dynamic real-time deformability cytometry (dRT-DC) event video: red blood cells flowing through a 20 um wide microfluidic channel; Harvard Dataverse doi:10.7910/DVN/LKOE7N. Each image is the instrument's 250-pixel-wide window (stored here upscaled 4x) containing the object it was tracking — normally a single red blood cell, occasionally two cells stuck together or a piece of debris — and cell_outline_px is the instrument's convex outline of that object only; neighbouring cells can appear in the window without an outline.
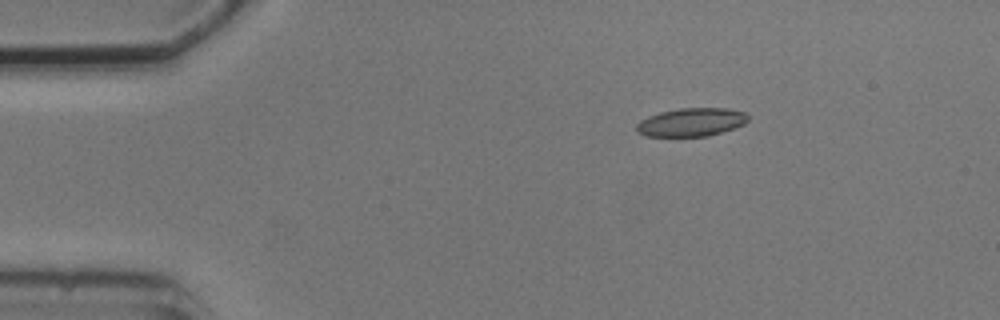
{"species": "common noctule bat (a hibernating species)", "species_latin": "Nyctalus noctula", "temperature_condition": "cold", "stored_images_in_passage": 4, "camera_frame_rate_fps": 3000, "um_per_image_px": 0.085, "animal": {"sex": "male", "body_mass_g": 20.5, "forearm_length_mm": 52.5}, "frame": {"image": 1, "passage_image": 2, "time_ms": 2.0, "image_size_px": [1000, 320], "cell_outline_px": [[748, 120], [744, 124], [708, 136], [648, 136], [636, 132], [636, 124], [640, 120], [648, 116], [660, 112], [680, 108], [728, 108], [744, 112], [748, 116]], "centroid_in_image_um": [58.74, 10.38], "position_along_channel_um": 26.3, "area_um2": 18.32}}